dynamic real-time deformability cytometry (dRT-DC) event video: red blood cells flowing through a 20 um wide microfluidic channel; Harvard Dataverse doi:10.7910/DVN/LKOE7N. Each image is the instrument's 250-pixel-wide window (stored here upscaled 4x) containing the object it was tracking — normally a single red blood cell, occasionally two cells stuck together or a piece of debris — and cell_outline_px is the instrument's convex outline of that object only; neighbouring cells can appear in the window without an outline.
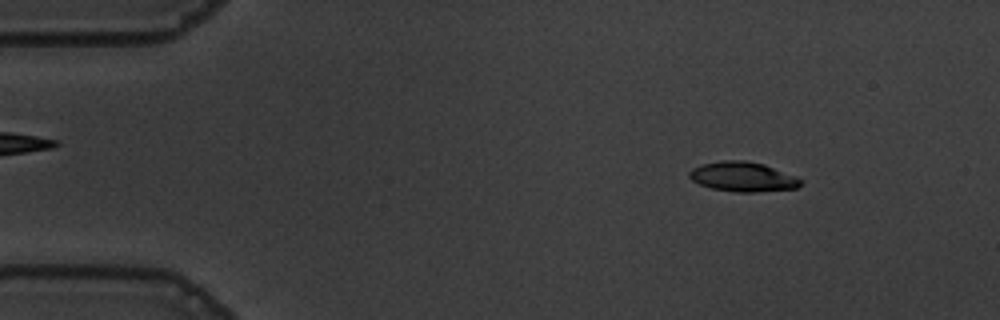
{"species": "common noctule bat (a hibernating species)", "species_latin": "Nyctalus noctula", "temperature_condition": "warm", "stored_images_in_passage": 55, "camera_frame_rate_fps": 3000, "um_per_image_px": 0.085, "animal": {"sex": "male", "body_mass_g": 19.5, "forearm_length_mm": 54.6}, "frame": {"image": 1, "passage_image": 7, "time_ms": 2.0, "image_size_px": [1000, 320], "cell_outline_px": [[804, 184], [796, 188], [756, 192], [736, 192], [712, 188], [700, 184], [692, 180], [688, 176], [688, 172], [692, 168], [700, 164], [724, 160], [744, 160], [764, 164], [796, 176], [804, 180]], "centroid_in_image_um": [63.16, 15.02], "position_along_channel_um": 21.8, "area_um2": 19.42}}
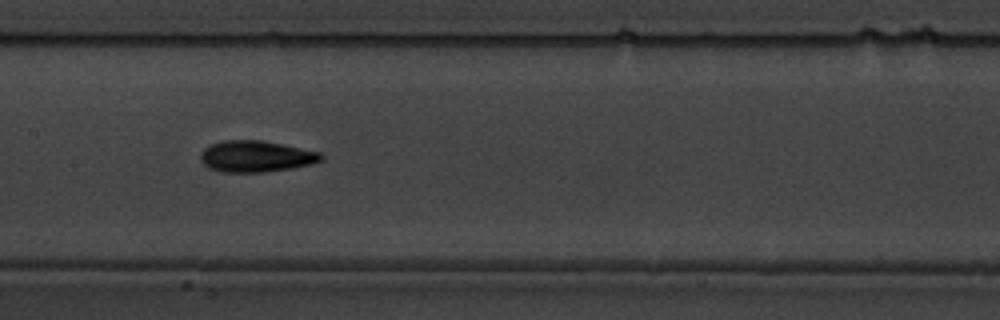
{"frame": {"image": 2, "passage_image": 27, "time_ms": 8.667, "image_size_px": [1000, 320], "cell_outline_px": [[324, 160], [312, 164], [292, 168], [264, 172], [224, 172], [208, 168], [200, 160], [200, 152], [208, 144], [224, 140], [264, 140], [320, 152], [324, 156]], "centroid_in_image_um": [21.75, 13.28], "position_along_channel_um": 185.6, "area_um2": 22.31}}
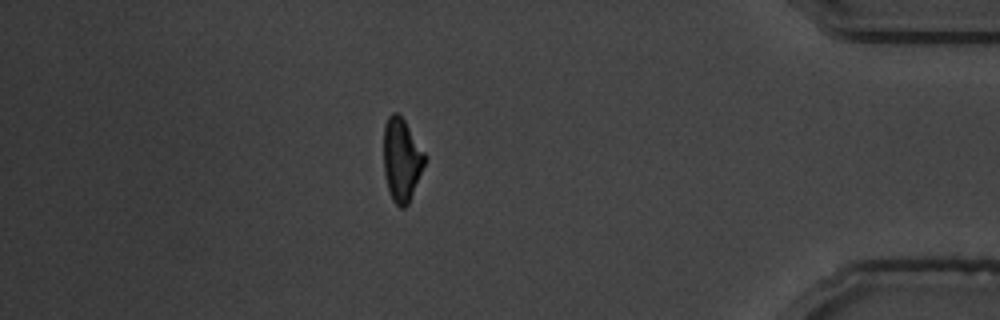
{"frame": {"image": 3, "passage_image": 48, "time_ms": 15.667, "image_size_px": [1000, 320], "cell_outline_px": [[424, 164], [408, 204], [404, 208], [400, 208], [392, 200], [384, 176], [384, 124], [388, 116], [392, 112], [396, 112], [404, 120], [424, 152]], "centroid_in_image_um": [34.1, 13.57], "position_along_channel_um": 401.1, "area_um2": 19.54}, "authors_computed_cell_mechanics": {"area_um2": 20.2878, "velocity_mm_per_s": 3.6494, "shape_relaxation_time_tau1_ms": 4.1026, "shape_relaxation_time_tau2_ms": 2.4102, "deformation_change_tau1": 0.1816, "deformation_change_tau2": 0.0992}}